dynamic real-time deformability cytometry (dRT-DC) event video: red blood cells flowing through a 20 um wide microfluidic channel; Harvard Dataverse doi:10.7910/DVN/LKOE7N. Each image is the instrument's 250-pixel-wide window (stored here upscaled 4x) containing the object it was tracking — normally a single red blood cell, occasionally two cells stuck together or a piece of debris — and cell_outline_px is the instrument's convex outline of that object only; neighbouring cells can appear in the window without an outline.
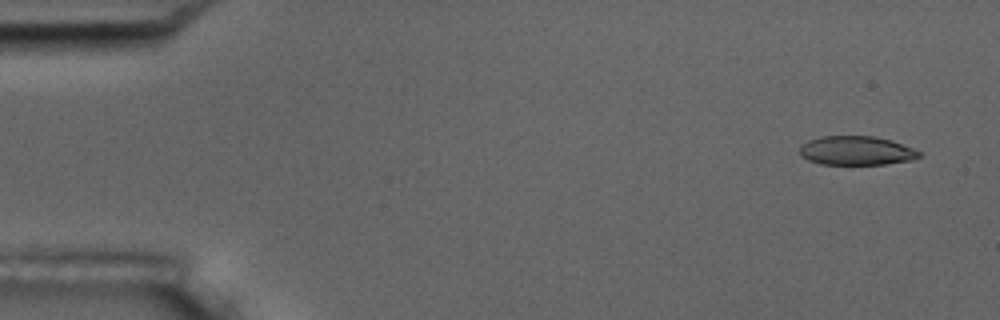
{"species": "common noctule bat (a hibernating species)", "species_latin": "Nyctalus noctula", "temperature_condition": "room temperature", "stored_images_in_passage": 6, "camera_frame_rate_fps": 3000, "um_per_image_px": 0.085, "animal": {"sex": "male", "body_mass_g": 17.5, "forearm_length_mm": 52.3}, "frame": {"image": 1, "passage_image": 1, "time_ms": 0.0, "image_size_px": [1000, 320], "cell_outline_px": [[920, 156], [912, 160], [884, 164], [820, 164], [808, 160], [800, 156], [800, 148], [808, 140], [820, 136], [872, 136], [892, 140], [912, 148], [920, 152]], "centroid_in_image_um": [72.77, 12.8], "position_along_channel_um": 12.2, "area_um2": 20.11}}
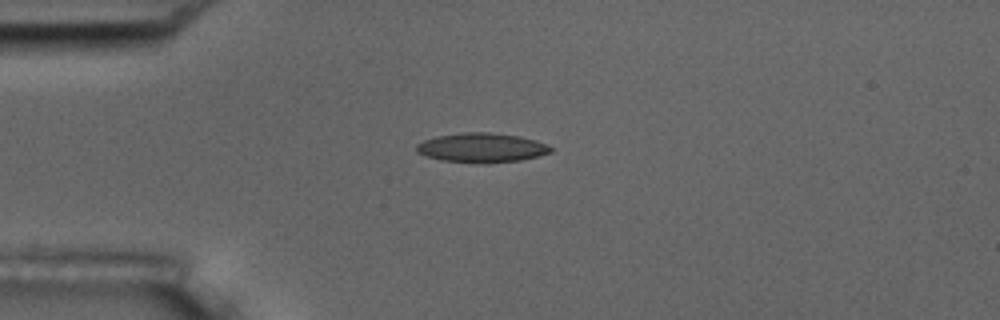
{"frame": {"image": 2, "passage_image": 4, "time_ms": 3.667, "image_size_px": [1000, 320], "cell_outline_px": [[552, 152], [520, 160], [488, 164], [480, 164], [440, 160], [416, 152], [416, 144], [424, 140], [436, 136], [460, 132], [488, 132], [516, 136], [536, 140], [552, 148]], "centroid_in_image_um": [40.9, 12.56], "position_along_channel_um": 44.1, "area_um2": 23.06}}